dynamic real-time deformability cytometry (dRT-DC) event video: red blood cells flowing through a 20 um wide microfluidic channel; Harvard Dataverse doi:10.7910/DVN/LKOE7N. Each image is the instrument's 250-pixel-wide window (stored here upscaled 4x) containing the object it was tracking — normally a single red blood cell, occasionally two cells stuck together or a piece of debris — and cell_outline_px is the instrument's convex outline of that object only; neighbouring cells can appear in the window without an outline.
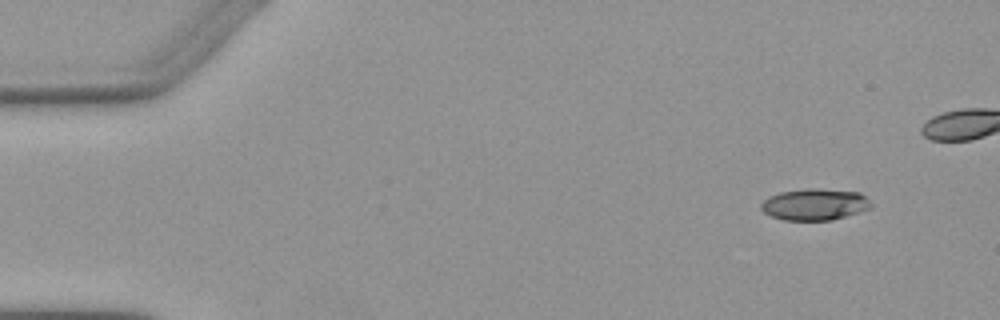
{"species": "Egyptian fruit bat (a non-hibernating species)", "species_latin": "Rousettus aegyptiacus", "temperature_condition": "warm", "stored_images_in_passage": 5, "segment_of_instrument_passage": [2, 2], "camera_frame_rate_fps": 3000, "um_per_image_px": 0.085, "animal": {"sex": "female"}, "frame": {"image": 1, "passage_image": 5, "time_ms": 7.667, "image_size_px": [1000, 320], "cell_outline_px": [[872, 208], [832, 220], [784, 220], [772, 216], [764, 212], [760, 208], [760, 204], [768, 196], [780, 192], [804, 188], [816, 188], [860, 192], [872, 204]], "centroid_in_image_um": [69.24, 17.36], "position_along_channel_um": 15.8, "area_um2": 20.29}}